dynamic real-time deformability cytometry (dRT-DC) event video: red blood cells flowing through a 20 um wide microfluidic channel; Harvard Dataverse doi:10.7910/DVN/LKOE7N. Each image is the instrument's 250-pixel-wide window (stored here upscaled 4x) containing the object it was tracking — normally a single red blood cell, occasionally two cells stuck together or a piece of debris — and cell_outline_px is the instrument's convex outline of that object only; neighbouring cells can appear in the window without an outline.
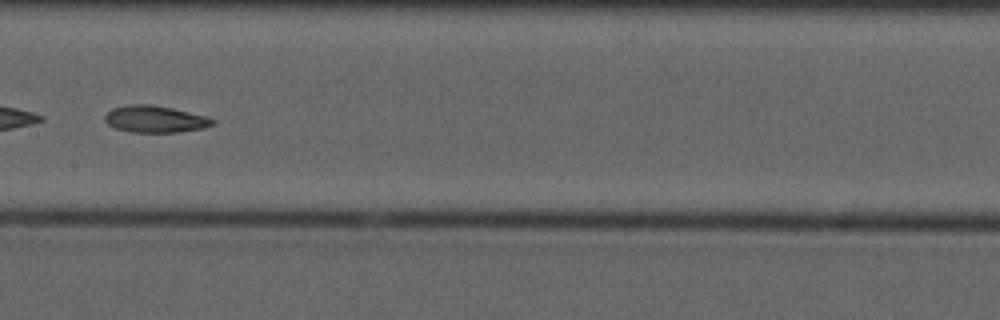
{"species": "common noctule bat (a hibernating species)", "species_latin": "Nyctalus noctula", "temperature_condition": "cold", "stored_images_in_passage": 10, "camera_frame_rate_fps": 3000, "um_per_image_px": 0.085, "animal": {"sex": "male", "forearm_length_mm": 52.5}, "frame": {"image": 1, "passage_image": 7, "time_ms": 8.333, "image_size_px": [1000, 320], "cell_outline_px": [[216, 124], [204, 128], [180, 132], [132, 132], [116, 128], [108, 124], [104, 120], [104, 116], [112, 108], [128, 104], [152, 104], [172, 108], [204, 116], [216, 120]], "centroid_in_image_um": [13.18, 10.12], "position_along_channel_um": 194.2, "area_um2": 16.88}}
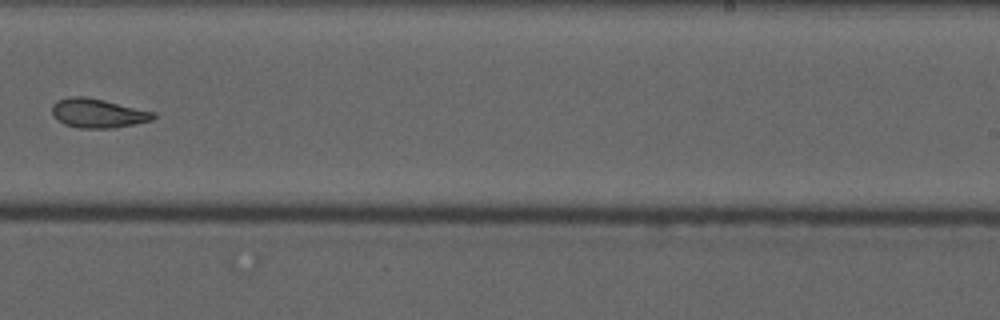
{"frame": {"image": 2, "passage_image": 9, "time_ms": 10.667, "image_size_px": [1000, 320], "cell_outline_px": [[156, 116], [152, 120], [116, 128], [80, 128], [64, 124], [52, 112], [52, 104], [56, 100], [68, 96], [84, 96], [104, 100], [156, 112]], "centroid_in_image_um": [8.34, 9.61], "position_along_channel_um": 280.7, "area_um2": 17.22}}
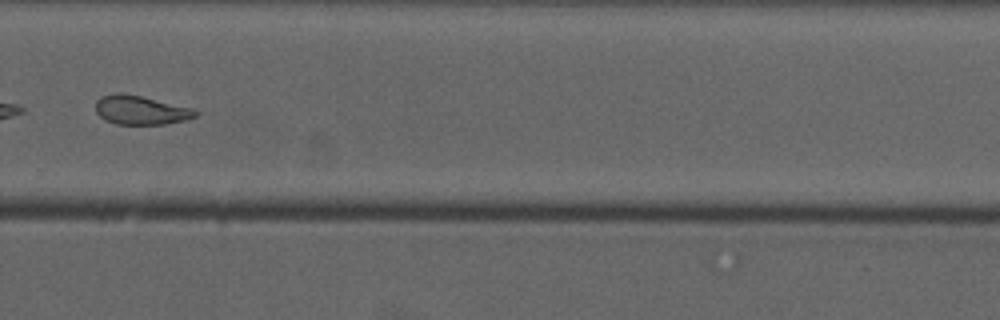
{"frame": {"image": 3, "passage_image": 10, "time_ms": 11.667, "image_size_px": [1000, 320], "cell_outline_px": [[200, 112], [196, 116], [188, 120], [164, 124], [116, 124], [104, 120], [96, 112], [96, 100], [100, 96], [116, 92], [120, 92], [140, 96], [192, 108]], "centroid_in_image_um": [11.95, 9.36], "position_along_channel_um": 317.9, "area_um2": 16.94}}